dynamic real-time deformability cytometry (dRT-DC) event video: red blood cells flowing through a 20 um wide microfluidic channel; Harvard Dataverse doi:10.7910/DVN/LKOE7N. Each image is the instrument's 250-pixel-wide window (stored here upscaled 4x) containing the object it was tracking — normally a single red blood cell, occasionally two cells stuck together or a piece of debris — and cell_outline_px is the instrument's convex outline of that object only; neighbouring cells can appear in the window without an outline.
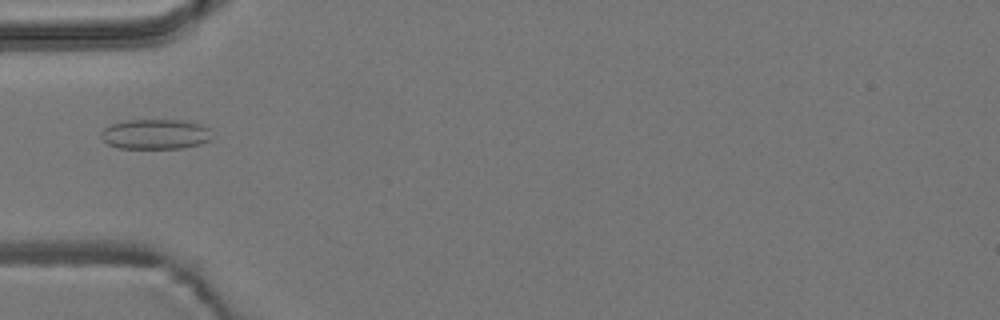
{"species": "common noctule bat (a hibernating species)", "species_latin": "Nyctalus noctula", "temperature_condition": "room temperature", "stored_images_in_passage": 1, "camera_frame_rate_fps": 3000, "um_per_image_px": 0.085, "animal": {"sex": "male", "body_mass_g": 19.2, "forearm_length_mm": 51.8}, "frame": {"image": 1, "passage_image": 1, "time_ms": 0.0, "image_size_px": [1000, 320], "cell_outline_px": [[212, 140], [200, 144], [184, 148], [120, 148], [108, 144], [100, 136], [100, 132], [104, 128], [112, 124], [124, 120], [180, 120], [200, 124], [208, 128]], "centroid_in_image_um": [13.2, 11.4], "position_along_channel_um": 71.8, "area_um2": 19.42}}